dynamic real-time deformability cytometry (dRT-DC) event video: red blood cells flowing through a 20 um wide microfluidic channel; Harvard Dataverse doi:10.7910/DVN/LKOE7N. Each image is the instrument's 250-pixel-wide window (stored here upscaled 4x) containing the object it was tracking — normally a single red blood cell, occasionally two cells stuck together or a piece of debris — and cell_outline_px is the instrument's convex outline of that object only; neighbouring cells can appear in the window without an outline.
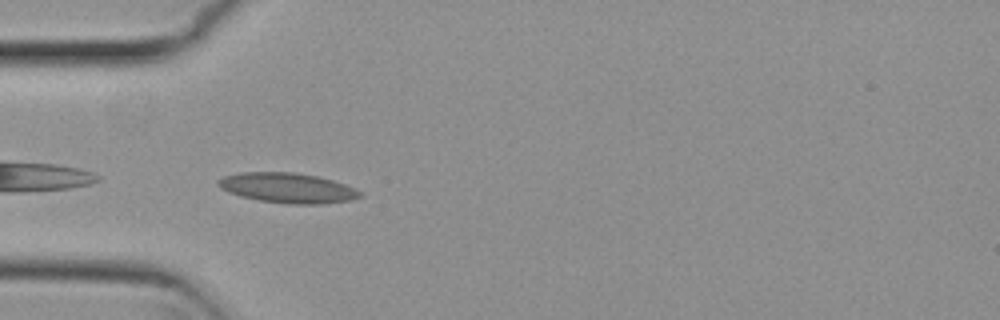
{"species": "common noctule bat (a hibernating species)", "species_latin": "Nyctalus noctula", "temperature_condition": "cold", "stored_images_in_passage": 32, "camera_frame_rate_fps": 3000, "um_per_image_px": 0.085, "animal": {"sex": "female", "body_mass_g": 29.2, "forearm_length_mm": 56.3}, "frame": {"image": 1, "passage_image": 1, "time_ms": 0.0, "image_size_px": [1000, 320], "cell_outline_px": [[360, 196], [352, 200], [320, 204], [288, 204], [260, 200], [240, 196], [228, 192], [220, 188], [216, 184], [216, 180], [224, 176], [240, 172], [292, 172], [316, 176], [332, 180], [356, 188], [360, 192]], "centroid_in_image_um": [24.4, 15.97], "position_along_channel_um": 60.6, "area_um2": 24.8}}
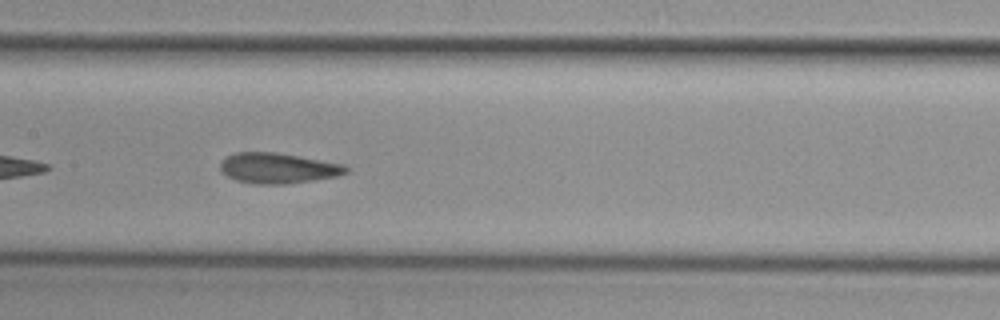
{"frame": {"image": 2, "passage_image": 11, "time_ms": 3.333, "image_size_px": [1000, 320], "cell_outline_px": [[348, 172], [336, 176], [288, 184], [252, 184], [236, 180], [220, 172], [220, 160], [236, 152], [276, 152], [344, 164], [348, 168]], "centroid_in_image_um": [23.59, 14.29], "position_along_channel_um": 183.8, "area_um2": 22.37}}
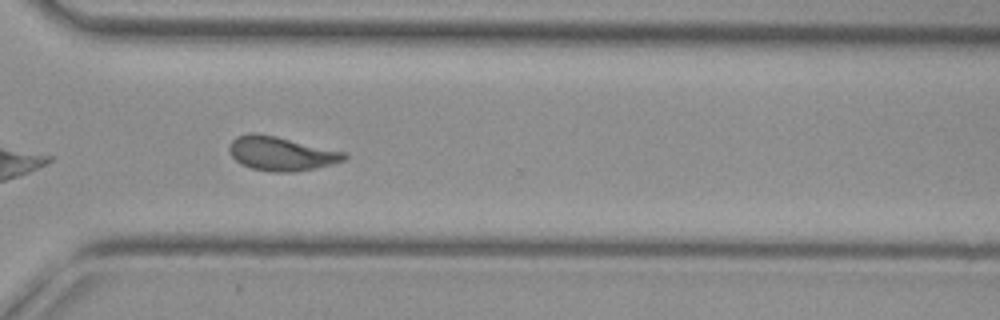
{"frame": {"image": 3, "passage_image": 24, "time_ms": 7.667, "image_size_px": [1000, 320], "cell_outline_px": [[348, 156], [344, 160], [332, 164], [316, 168], [292, 172], [272, 172], [252, 168], [240, 164], [232, 156], [228, 148], [232, 140], [236, 136], [252, 132], [256, 132], [276, 136], [348, 152]], "centroid_in_image_um": [23.91, 13.04], "position_along_channel_um": 346.7, "area_um2": 23.0}, "authors_computed_cell_mechanics": {"area_um2": 22.5131, "velocity_mm_per_s": 3.7667, "shape_relaxation_time_tau1_ms": 10.6135, "shape_relaxation_time_tau2_ms": 1.8694, "deformation_change_tau1": 0.213, "deformation_change_tau2": 0.0648}}